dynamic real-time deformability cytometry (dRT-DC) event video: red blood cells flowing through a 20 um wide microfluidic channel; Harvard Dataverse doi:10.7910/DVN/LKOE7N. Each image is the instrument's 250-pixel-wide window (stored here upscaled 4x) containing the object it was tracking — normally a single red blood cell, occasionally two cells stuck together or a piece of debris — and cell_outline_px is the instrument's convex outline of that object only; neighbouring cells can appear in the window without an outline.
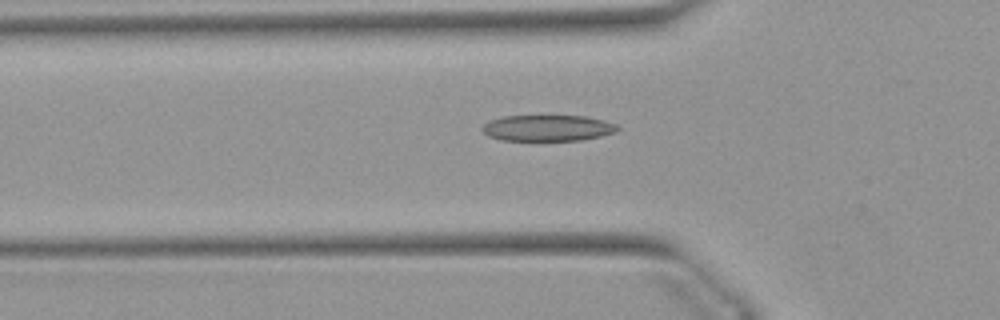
{"species": "Egyptian fruit bat (a non-hibernating species)", "species_latin": "Rousettus aegyptiacus", "temperature_condition": "warm", "stored_images_in_passage": 3, "camera_frame_rate_fps": 3000, "um_per_image_px": 0.085, "animal": {"sex": "female"}, "frame": {"image": 1, "passage_image": 2, "time_ms": 0.333, "image_size_px": [1000, 320], "cell_outline_px": [[620, 128], [616, 132], [600, 136], [580, 140], [500, 140], [488, 136], [480, 128], [488, 120], [504, 116], [588, 116], [604, 120], [616, 124]], "centroid_in_image_um": [46.54, 10.87], "position_along_channel_um": 79.3, "area_um2": 20.63}}